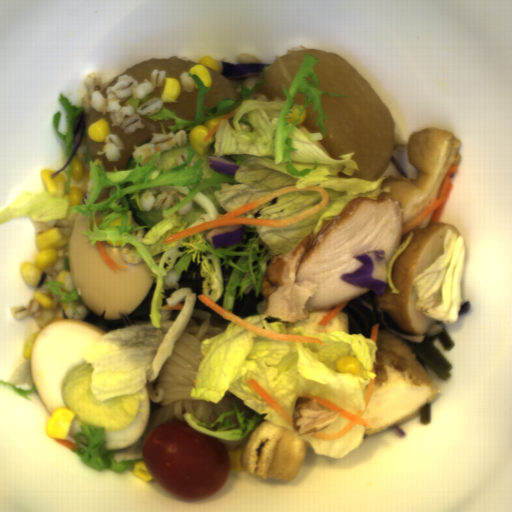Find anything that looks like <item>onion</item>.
<instances>
[{"label": "onion", "instance_id": "06740285", "mask_svg": "<svg viewBox=\"0 0 512 512\" xmlns=\"http://www.w3.org/2000/svg\"><path fill=\"white\" fill-rule=\"evenodd\" d=\"M197 295L192 293L190 286L176 288L160 310H176V317L165 330L160 347L150 364L147 379H154L164 367L166 361L174 350L175 343L190 321Z\"/></svg>", "mask_w": 512, "mask_h": 512}]
</instances>
